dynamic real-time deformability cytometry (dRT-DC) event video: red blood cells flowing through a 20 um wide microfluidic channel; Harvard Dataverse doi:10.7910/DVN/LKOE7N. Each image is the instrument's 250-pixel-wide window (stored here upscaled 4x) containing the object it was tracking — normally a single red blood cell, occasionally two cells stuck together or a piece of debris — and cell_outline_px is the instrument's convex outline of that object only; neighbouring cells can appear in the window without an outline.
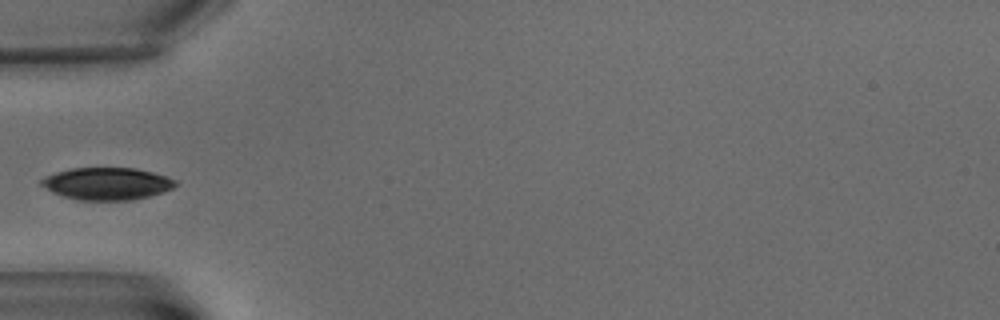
{"species": "common noctule bat (a hibernating species)", "species_latin": "Nyctalus noctula", "temperature_condition": "warm", "stored_images_in_passage": 6, "camera_frame_rate_fps": 3000, "um_per_image_px": 0.085, "animal": {"sex": "male", "body_mass_g": 15.6}, "frame": {"image": 1, "passage_image": 6, "time_ms": 6.0, "image_size_px": [1000, 320], "cell_outline_px": [[180, 184], [172, 188], [148, 196], [132, 200], [76, 200], [52, 192], [40, 184], [40, 180], [44, 176], [68, 168], [136, 168], [152, 172], [180, 180]], "centroid_in_image_um": [9.1, 15.6], "position_along_channel_um": 75.9, "area_um2": 25.37}}